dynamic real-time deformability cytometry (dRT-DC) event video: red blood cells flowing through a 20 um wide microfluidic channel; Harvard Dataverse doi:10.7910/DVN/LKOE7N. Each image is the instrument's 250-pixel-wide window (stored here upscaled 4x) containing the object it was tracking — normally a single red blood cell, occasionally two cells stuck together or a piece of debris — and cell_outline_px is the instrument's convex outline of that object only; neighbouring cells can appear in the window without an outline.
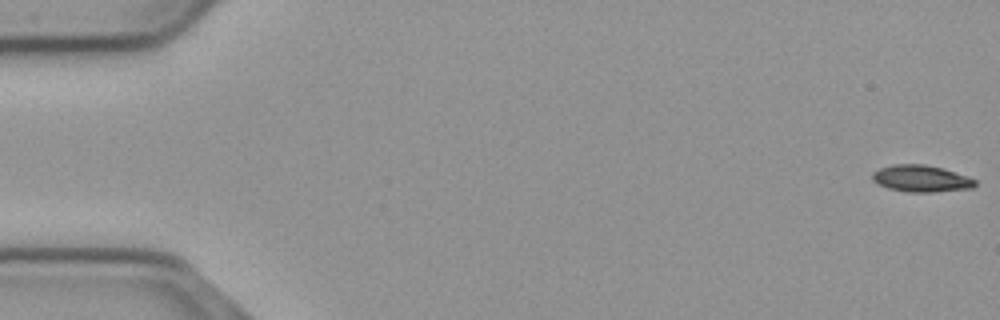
{"species": "common noctule bat (a hibernating species)", "species_latin": "Nyctalus noctula", "temperature_condition": "cold", "stored_images_in_passage": 10, "camera_frame_rate_fps": 3000, "um_per_image_px": 0.085, "animal": {"sex": "male", "body_mass_g": 23.1, "forearm_length_mm": 52.7}, "frame": {"image": 1, "passage_image": 1, "time_ms": 0.0, "image_size_px": [1000, 320], "cell_outline_px": [[976, 184], [972, 188], [932, 192], [908, 192], [888, 188], [876, 184], [872, 180], [872, 172], [880, 168], [892, 164], [924, 164], [944, 168], [968, 176], [976, 180]], "centroid_in_image_um": [78.28, 15.17], "position_along_channel_um": 6.7, "area_um2": 16.18}}